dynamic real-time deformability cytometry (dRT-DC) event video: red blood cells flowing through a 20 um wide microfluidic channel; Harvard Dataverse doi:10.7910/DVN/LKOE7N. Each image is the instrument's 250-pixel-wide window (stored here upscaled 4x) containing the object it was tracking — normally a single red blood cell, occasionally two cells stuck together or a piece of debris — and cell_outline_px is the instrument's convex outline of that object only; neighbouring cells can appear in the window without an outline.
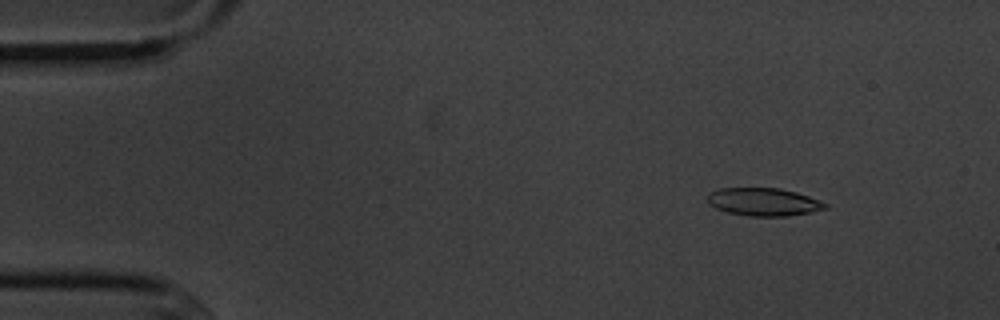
{"species": "common noctule bat (a hibernating species)", "species_latin": "Nyctalus noctula", "temperature_condition": "cold", "stored_images_in_passage": 6, "camera_frame_rate_fps": 3000, "um_per_image_px": 0.085, "animal": {"sex": "male", "body_mass_g": 20.1, "forearm_length_mm": 53.5}, "frame": {"image": 1, "passage_image": 2, "time_ms": 1.0, "image_size_px": [1000, 320], "cell_outline_px": [[828, 208], [812, 212], [788, 216], [748, 216], [728, 212], [716, 208], [708, 204], [708, 196], [712, 192], [720, 188], [780, 188], [796, 192], [808, 196], [828, 204]], "centroid_in_image_um": [64.93, 17.17], "position_along_channel_um": 20.1, "area_um2": 19.07}}
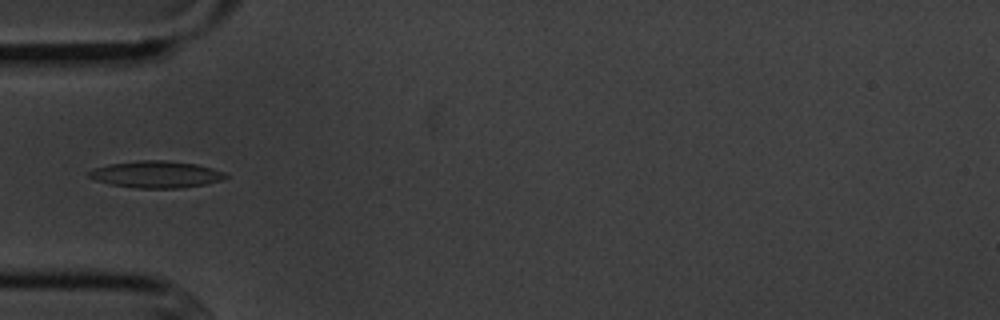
{"frame": {"image": 2, "passage_image": 5, "time_ms": 4.667, "image_size_px": [1000, 320], "cell_outline_px": [[228, 176], [220, 180], [204, 184], [180, 188], [136, 188], [108, 184], [96, 180], [88, 176], [88, 172], [96, 168], [108, 164], [136, 160], [164, 160], [196, 164], [212, 168], [224, 172]], "centroid_in_image_um": [13.25, 14.82], "position_along_channel_um": 71.8, "area_um2": 21.27}}
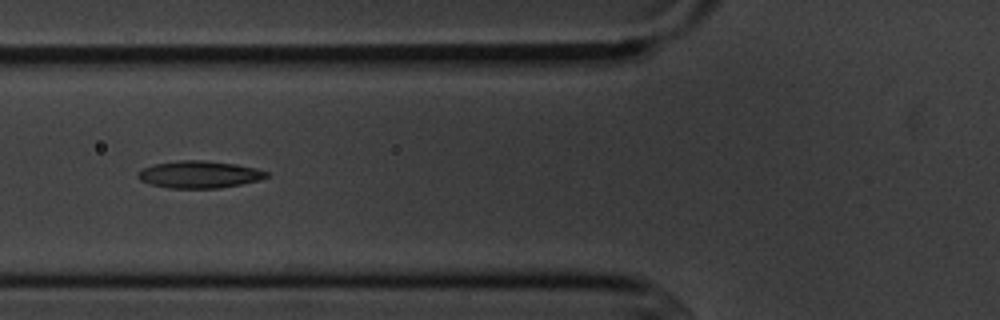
{"frame": {"image": 3, "passage_image": 6, "time_ms": 5.667, "image_size_px": [1000, 320], "cell_outline_px": [[268, 176], [260, 180], [220, 188], [168, 188], [152, 184], [140, 180], [136, 176], [136, 172], [140, 168], [156, 164], [180, 160], [204, 160], [236, 164], [256, 168], [268, 172]], "centroid_in_image_um": [16.91, 14.82], "position_along_channel_um": 108.9, "area_um2": 20.4}}